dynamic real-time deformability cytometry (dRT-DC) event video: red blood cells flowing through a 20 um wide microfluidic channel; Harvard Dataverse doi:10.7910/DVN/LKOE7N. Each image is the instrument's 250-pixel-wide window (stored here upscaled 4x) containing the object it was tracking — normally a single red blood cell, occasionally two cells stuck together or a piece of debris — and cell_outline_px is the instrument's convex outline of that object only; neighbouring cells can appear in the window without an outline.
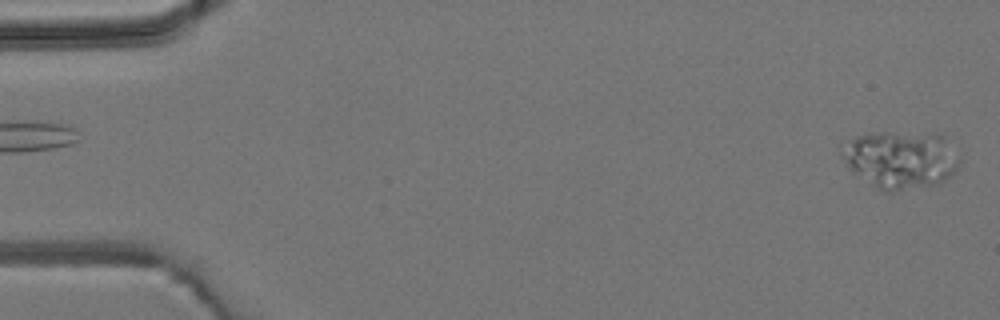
{"species": "common noctule bat (a hibernating species)", "species_latin": "Nyctalus noctula", "temperature_condition": "room temperature", "stored_images_in_passage": 5, "segment_of_instrument_passage": [2, 2], "camera_frame_rate_fps": 3000, "um_per_image_px": 0.085, "animal": {"sex": "male", "body_mass_g": 19.2, "forearm_length_mm": 51.8}, "frame": {"image": 1, "passage_image": 5, "time_ms": 5.333, "image_size_px": [1000, 320], "cell_outline_px": [[960, 164], [956, 172], [944, 180], [932, 184], [892, 192], [884, 192], [876, 188], [852, 172], [848, 168], [840, 152], [840, 144], [856, 136], [880, 132], [944, 132], [960, 160]], "centroid_in_image_um": [76.56, 13.52], "position_along_channel_um": 8.4, "area_um2": 40.34}}